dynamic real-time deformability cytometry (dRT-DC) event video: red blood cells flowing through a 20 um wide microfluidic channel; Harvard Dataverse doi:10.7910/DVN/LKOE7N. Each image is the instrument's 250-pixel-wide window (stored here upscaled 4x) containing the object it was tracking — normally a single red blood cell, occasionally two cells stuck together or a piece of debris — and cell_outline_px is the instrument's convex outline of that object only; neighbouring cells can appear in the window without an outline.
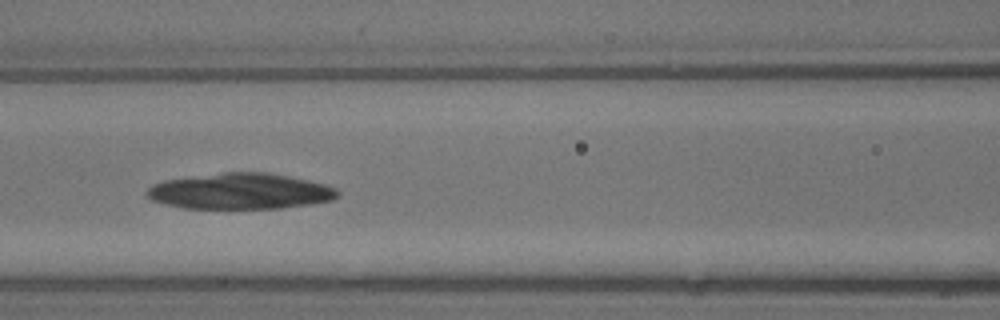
{"species": "common noctule bat (a hibernating species)", "species_latin": "Nyctalus noctula", "temperature_condition": "warm", "stored_images_in_passage": 8, "camera_frame_rate_fps": 3000, "um_per_image_px": 0.085, "animal": {"sex": "male", "body_mass_g": 13.3}, "frame": {"image": 1, "passage_image": 6, "time_ms": 1.667, "image_size_px": [1000, 320], "cell_outline_px": [[340, 192], [332, 200], [308, 204], [280, 208], [184, 208], [152, 200], [144, 192], [152, 184], [164, 180], [224, 172], [268, 172], [308, 180], [324, 184], [336, 188]], "centroid_in_image_um": [20.41, 16.25], "position_along_channel_um": 146.2, "area_um2": 39.65}}
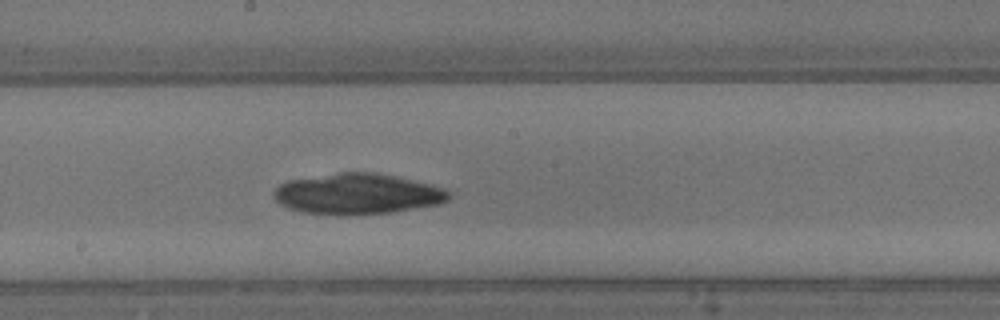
{"frame": {"image": 2, "passage_image": 8, "time_ms": 2.333, "image_size_px": [1000, 320], "cell_outline_px": [[452, 196], [448, 200], [440, 204], [392, 212], [304, 212], [288, 208], [280, 204], [276, 200], [276, 188], [280, 184], [288, 180], [340, 172], [376, 172], [432, 184], [444, 188], [452, 192]], "centroid_in_image_um": [30.47, 16.43], "position_along_channel_um": 217.7, "area_um2": 40.46}}